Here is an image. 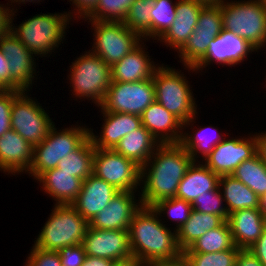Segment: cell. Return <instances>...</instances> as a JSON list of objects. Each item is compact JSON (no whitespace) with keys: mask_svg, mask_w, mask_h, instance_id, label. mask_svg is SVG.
<instances>
[{"mask_svg":"<svg viewBox=\"0 0 266 266\" xmlns=\"http://www.w3.org/2000/svg\"><path fill=\"white\" fill-rule=\"evenodd\" d=\"M152 207L141 208L133 215L128 228L129 245L134 259L144 265L172 262L182 258L177 235L155 218Z\"/></svg>","mask_w":266,"mask_h":266,"instance_id":"cell-1","label":"cell"},{"mask_svg":"<svg viewBox=\"0 0 266 266\" xmlns=\"http://www.w3.org/2000/svg\"><path fill=\"white\" fill-rule=\"evenodd\" d=\"M159 147V148H158ZM153 165L144 181L141 206L152 207L160 200L176 197L181 179L193 163L189 152L180 144H160Z\"/></svg>","mask_w":266,"mask_h":266,"instance_id":"cell-2","label":"cell"},{"mask_svg":"<svg viewBox=\"0 0 266 266\" xmlns=\"http://www.w3.org/2000/svg\"><path fill=\"white\" fill-rule=\"evenodd\" d=\"M56 205L36 240V248L59 252L64 247L83 242L89 222L72 205Z\"/></svg>","mask_w":266,"mask_h":266,"instance_id":"cell-3","label":"cell"},{"mask_svg":"<svg viewBox=\"0 0 266 266\" xmlns=\"http://www.w3.org/2000/svg\"><path fill=\"white\" fill-rule=\"evenodd\" d=\"M223 29L233 32L257 49L266 43V8L260 1L221 3Z\"/></svg>","mask_w":266,"mask_h":266,"instance_id":"cell-4","label":"cell"},{"mask_svg":"<svg viewBox=\"0 0 266 266\" xmlns=\"http://www.w3.org/2000/svg\"><path fill=\"white\" fill-rule=\"evenodd\" d=\"M152 80L155 100L177 117L183 125L191 122L194 119L196 107L184 77L170 68L158 67Z\"/></svg>","mask_w":266,"mask_h":266,"instance_id":"cell-5","label":"cell"},{"mask_svg":"<svg viewBox=\"0 0 266 266\" xmlns=\"http://www.w3.org/2000/svg\"><path fill=\"white\" fill-rule=\"evenodd\" d=\"M79 128L65 129L57 133L53 126L46 139L33 146L32 164L26 171L38 178L42 173L56 168L63 157L75 151L89 137L88 129Z\"/></svg>","mask_w":266,"mask_h":266,"instance_id":"cell-6","label":"cell"},{"mask_svg":"<svg viewBox=\"0 0 266 266\" xmlns=\"http://www.w3.org/2000/svg\"><path fill=\"white\" fill-rule=\"evenodd\" d=\"M67 22L68 17L64 14H43L30 18L18 30L11 31L32 54L41 55L61 42Z\"/></svg>","mask_w":266,"mask_h":266,"instance_id":"cell-7","label":"cell"},{"mask_svg":"<svg viewBox=\"0 0 266 266\" xmlns=\"http://www.w3.org/2000/svg\"><path fill=\"white\" fill-rule=\"evenodd\" d=\"M88 54L73 63L71 82L76 96L91 97L100 106L112 82L111 66L99 56Z\"/></svg>","mask_w":266,"mask_h":266,"instance_id":"cell-8","label":"cell"},{"mask_svg":"<svg viewBox=\"0 0 266 266\" xmlns=\"http://www.w3.org/2000/svg\"><path fill=\"white\" fill-rule=\"evenodd\" d=\"M154 101L155 90L151 78L132 83L111 82L100 106L103 111L107 112L141 116Z\"/></svg>","mask_w":266,"mask_h":266,"instance_id":"cell-9","label":"cell"},{"mask_svg":"<svg viewBox=\"0 0 266 266\" xmlns=\"http://www.w3.org/2000/svg\"><path fill=\"white\" fill-rule=\"evenodd\" d=\"M91 21L96 32L92 53L111 67L140 44L141 36L123 22Z\"/></svg>","mask_w":266,"mask_h":266,"instance_id":"cell-10","label":"cell"},{"mask_svg":"<svg viewBox=\"0 0 266 266\" xmlns=\"http://www.w3.org/2000/svg\"><path fill=\"white\" fill-rule=\"evenodd\" d=\"M93 174L119 191H133L141 181V167L114 149L95 148Z\"/></svg>","mask_w":266,"mask_h":266,"instance_id":"cell-11","label":"cell"},{"mask_svg":"<svg viewBox=\"0 0 266 266\" xmlns=\"http://www.w3.org/2000/svg\"><path fill=\"white\" fill-rule=\"evenodd\" d=\"M21 91L12 102L11 129L32 146L40 144L54 126L41 106L23 95Z\"/></svg>","mask_w":266,"mask_h":266,"instance_id":"cell-12","label":"cell"},{"mask_svg":"<svg viewBox=\"0 0 266 266\" xmlns=\"http://www.w3.org/2000/svg\"><path fill=\"white\" fill-rule=\"evenodd\" d=\"M223 30L220 4H206L199 13L194 32L179 50L186 66H194L207 52L208 44Z\"/></svg>","mask_w":266,"mask_h":266,"instance_id":"cell-13","label":"cell"},{"mask_svg":"<svg viewBox=\"0 0 266 266\" xmlns=\"http://www.w3.org/2000/svg\"><path fill=\"white\" fill-rule=\"evenodd\" d=\"M82 245L86 255L114 262L132 258L128 230H104L89 227Z\"/></svg>","mask_w":266,"mask_h":266,"instance_id":"cell-14","label":"cell"},{"mask_svg":"<svg viewBox=\"0 0 266 266\" xmlns=\"http://www.w3.org/2000/svg\"><path fill=\"white\" fill-rule=\"evenodd\" d=\"M257 154L256 137L251 140L227 139L217 144L206 158V166L219 176L231 175L245 160Z\"/></svg>","mask_w":266,"mask_h":266,"instance_id":"cell-15","label":"cell"},{"mask_svg":"<svg viewBox=\"0 0 266 266\" xmlns=\"http://www.w3.org/2000/svg\"><path fill=\"white\" fill-rule=\"evenodd\" d=\"M0 49L9 63L10 90L26 91L34 77L32 53L12 31L0 37Z\"/></svg>","mask_w":266,"mask_h":266,"instance_id":"cell-16","label":"cell"},{"mask_svg":"<svg viewBox=\"0 0 266 266\" xmlns=\"http://www.w3.org/2000/svg\"><path fill=\"white\" fill-rule=\"evenodd\" d=\"M254 49L256 50L241 36L223 29L218 36L210 41L206 54L194 66H188V68L196 70L203 65H208V62L213 60L218 63L234 65L241 62L247 53L254 51Z\"/></svg>","mask_w":266,"mask_h":266,"instance_id":"cell-17","label":"cell"},{"mask_svg":"<svg viewBox=\"0 0 266 266\" xmlns=\"http://www.w3.org/2000/svg\"><path fill=\"white\" fill-rule=\"evenodd\" d=\"M119 192L112 184L92 174L83 180L81 191L71 205L90 222Z\"/></svg>","mask_w":266,"mask_h":266,"instance_id":"cell-18","label":"cell"},{"mask_svg":"<svg viewBox=\"0 0 266 266\" xmlns=\"http://www.w3.org/2000/svg\"><path fill=\"white\" fill-rule=\"evenodd\" d=\"M132 191H120L94 218L89 227L104 230H128L133 215L141 208L134 204Z\"/></svg>","mask_w":266,"mask_h":266,"instance_id":"cell-19","label":"cell"},{"mask_svg":"<svg viewBox=\"0 0 266 266\" xmlns=\"http://www.w3.org/2000/svg\"><path fill=\"white\" fill-rule=\"evenodd\" d=\"M234 245L240 249H249L262 235L266 227V217L259 208L240 209L229 214Z\"/></svg>","mask_w":266,"mask_h":266,"instance_id":"cell-20","label":"cell"},{"mask_svg":"<svg viewBox=\"0 0 266 266\" xmlns=\"http://www.w3.org/2000/svg\"><path fill=\"white\" fill-rule=\"evenodd\" d=\"M206 4L198 0H180L176 3V16L172 26L160 37L180 50L194 32L200 11Z\"/></svg>","mask_w":266,"mask_h":266,"instance_id":"cell-21","label":"cell"},{"mask_svg":"<svg viewBox=\"0 0 266 266\" xmlns=\"http://www.w3.org/2000/svg\"><path fill=\"white\" fill-rule=\"evenodd\" d=\"M33 146L15 130L10 129L0 137V168L11 173L30 168Z\"/></svg>","mask_w":266,"mask_h":266,"instance_id":"cell-22","label":"cell"},{"mask_svg":"<svg viewBox=\"0 0 266 266\" xmlns=\"http://www.w3.org/2000/svg\"><path fill=\"white\" fill-rule=\"evenodd\" d=\"M140 117L142 125L155 139L161 135V138H158L161 140L160 144L180 143L182 135H178L175 129L183 127V123L156 100L143 111ZM168 132H172L171 135Z\"/></svg>","mask_w":266,"mask_h":266,"instance_id":"cell-23","label":"cell"},{"mask_svg":"<svg viewBox=\"0 0 266 266\" xmlns=\"http://www.w3.org/2000/svg\"><path fill=\"white\" fill-rule=\"evenodd\" d=\"M105 115V125L102 137L97 139L89 132V137L95 148L114 149L126 134L142 126L141 117L133 114L102 111Z\"/></svg>","mask_w":266,"mask_h":266,"instance_id":"cell-24","label":"cell"},{"mask_svg":"<svg viewBox=\"0 0 266 266\" xmlns=\"http://www.w3.org/2000/svg\"><path fill=\"white\" fill-rule=\"evenodd\" d=\"M138 45L111 67L112 82H137L151 79L156 70Z\"/></svg>","mask_w":266,"mask_h":266,"instance_id":"cell-25","label":"cell"},{"mask_svg":"<svg viewBox=\"0 0 266 266\" xmlns=\"http://www.w3.org/2000/svg\"><path fill=\"white\" fill-rule=\"evenodd\" d=\"M195 163L189 166L186 174L181 179L176 198L192 203L198 196L207 194L219 186L220 176L210 170L206 165Z\"/></svg>","mask_w":266,"mask_h":266,"instance_id":"cell-26","label":"cell"},{"mask_svg":"<svg viewBox=\"0 0 266 266\" xmlns=\"http://www.w3.org/2000/svg\"><path fill=\"white\" fill-rule=\"evenodd\" d=\"M156 141L158 140L142 125L131 133L126 134L114 150L139 165L141 167V177L143 178L146 174L144 172L146 165L152 157L150 154H154L152 148Z\"/></svg>","mask_w":266,"mask_h":266,"instance_id":"cell-27","label":"cell"},{"mask_svg":"<svg viewBox=\"0 0 266 266\" xmlns=\"http://www.w3.org/2000/svg\"><path fill=\"white\" fill-rule=\"evenodd\" d=\"M37 179L43 182L45 191L57 199L58 205H71L77 199L83 184V179L58 168L42 173Z\"/></svg>","mask_w":266,"mask_h":266,"instance_id":"cell-28","label":"cell"},{"mask_svg":"<svg viewBox=\"0 0 266 266\" xmlns=\"http://www.w3.org/2000/svg\"><path fill=\"white\" fill-rule=\"evenodd\" d=\"M225 220L217 214L202 213L192 209L189 219L176 229L177 243L184 251L207 231L219 227Z\"/></svg>","mask_w":266,"mask_h":266,"instance_id":"cell-29","label":"cell"},{"mask_svg":"<svg viewBox=\"0 0 266 266\" xmlns=\"http://www.w3.org/2000/svg\"><path fill=\"white\" fill-rule=\"evenodd\" d=\"M224 186V198L228 205V214L240 209L259 208L260 197L248 186L235 179L232 175H222L219 187Z\"/></svg>","mask_w":266,"mask_h":266,"instance_id":"cell-30","label":"cell"},{"mask_svg":"<svg viewBox=\"0 0 266 266\" xmlns=\"http://www.w3.org/2000/svg\"><path fill=\"white\" fill-rule=\"evenodd\" d=\"M95 147L88 137L75 151L63 157L56 168L85 180L93 174Z\"/></svg>","mask_w":266,"mask_h":266,"instance_id":"cell-31","label":"cell"},{"mask_svg":"<svg viewBox=\"0 0 266 266\" xmlns=\"http://www.w3.org/2000/svg\"><path fill=\"white\" fill-rule=\"evenodd\" d=\"M235 247L228 221L219 227L207 231L183 253H214Z\"/></svg>","mask_w":266,"mask_h":266,"instance_id":"cell-32","label":"cell"},{"mask_svg":"<svg viewBox=\"0 0 266 266\" xmlns=\"http://www.w3.org/2000/svg\"><path fill=\"white\" fill-rule=\"evenodd\" d=\"M231 175L259 197L266 194V163L258 154L243 161Z\"/></svg>","mask_w":266,"mask_h":266,"instance_id":"cell-33","label":"cell"},{"mask_svg":"<svg viewBox=\"0 0 266 266\" xmlns=\"http://www.w3.org/2000/svg\"><path fill=\"white\" fill-rule=\"evenodd\" d=\"M156 0H135L123 23L140 36H151V11Z\"/></svg>","mask_w":266,"mask_h":266,"instance_id":"cell-34","label":"cell"},{"mask_svg":"<svg viewBox=\"0 0 266 266\" xmlns=\"http://www.w3.org/2000/svg\"><path fill=\"white\" fill-rule=\"evenodd\" d=\"M239 247L214 253H183L190 266H235Z\"/></svg>","mask_w":266,"mask_h":266,"instance_id":"cell-35","label":"cell"},{"mask_svg":"<svg viewBox=\"0 0 266 266\" xmlns=\"http://www.w3.org/2000/svg\"><path fill=\"white\" fill-rule=\"evenodd\" d=\"M135 0H98L95 11L89 16L90 20L123 22L130 5Z\"/></svg>","mask_w":266,"mask_h":266,"instance_id":"cell-36","label":"cell"},{"mask_svg":"<svg viewBox=\"0 0 266 266\" xmlns=\"http://www.w3.org/2000/svg\"><path fill=\"white\" fill-rule=\"evenodd\" d=\"M150 16L151 36L161 37L174 22L176 16V4L172 5L170 0H156Z\"/></svg>","mask_w":266,"mask_h":266,"instance_id":"cell-37","label":"cell"},{"mask_svg":"<svg viewBox=\"0 0 266 266\" xmlns=\"http://www.w3.org/2000/svg\"><path fill=\"white\" fill-rule=\"evenodd\" d=\"M153 210L156 214H160L162 211L169 212V216L171 219L176 221L179 220L178 228H180L185 222L189 219L192 205L190 202H187L183 199H179L176 197L160 200L152 206Z\"/></svg>","mask_w":266,"mask_h":266,"instance_id":"cell-38","label":"cell"},{"mask_svg":"<svg viewBox=\"0 0 266 266\" xmlns=\"http://www.w3.org/2000/svg\"><path fill=\"white\" fill-rule=\"evenodd\" d=\"M218 189H220L219 186L215 190L207 192V194L198 196L191 205L196 211L208 214H217L227 221L229 214L227 212V208H222L221 206L223 198Z\"/></svg>","mask_w":266,"mask_h":266,"instance_id":"cell-39","label":"cell"},{"mask_svg":"<svg viewBox=\"0 0 266 266\" xmlns=\"http://www.w3.org/2000/svg\"><path fill=\"white\" fill-rule=\"evenodd\" d=\"M206 128L201 129L202 131L196 132V137L195 136H184L182 135L180 144L189 152V155L192 157L193 161L195 162V155L197 154L196 152L202 151V155H204L205 159L208 157V155L211 153L213 148L219 144L222 141V138L215 139L213 141L212 139L210 140L207 138V135L203 134V130ZM208 129V128H207ZM205 133V132H204ZM210 140V141H209Z\"/></svg>","mask_w":266,"mask_h":266,"instance_id":"cell-40","label":"cell"},{"mask_svg":"<svg viewBox=\"0 0 266 266\" xmlns=\"http://www.w3.org/2000/svg\"><path fill=\"white\" fill-rule=\"evenodd\" d=\"M20 92L17 90H0V137L11 129L12 102Z\"/></svg>","mask_w":266,"mask_h":266,"instance_id":"cell-41","label":"cell"},{"mask_svg":"<svg viewBox=\"0 0 266 266\" xmlns=\"http://www.w3.org/2000/svg\"><path fill=\"white\" fill-rule=\"evenodd\" d=\"M27 266H62L59 252L45 251L36 247L28 258Z\"/></svg>","mask_w":266,"mask_h":266,"instance_id":"cell-42","label":"cell"},{"mask_svg":"<svg viewBox=\"0 0 266 266\" xmlns=\"http://www.w3.org/2000/svg\"><path fill=\"white\" fill-rule=\"evenodd\" d=\"M86 256L82 244L67 246L59 251L62 266H82Z\"/></svg>","mask_w":266,"mask_h":266,"instance_id":"cell-43","label":"cell"},{"mask_svg":"<svg viewBox=\"0 0 266 266\" xmlns=\"http://www.w3.org/2000/svg\"><path fill=\"white\" fill-rule=\"evenodd\" d=\"M235 266H264L249 249H240Z\"/></svg>","mask_w":266,"mask_h":266,"instance_id":"cell-44","label":"cell"},{"mask_svg":"<svg viewBox=\"0 0 266 266\" xmlns=\"http://www.w3.org/2000/svg\"><path fill=\"white\" fill-rule=\"evenodd\" d=\"M249 250L257 257V259L266 266V227L258 240L249 248Z\"/></svg>","mask_w":266,"mask_h":266,"instance_id":"cell-45","label":"cell"},{"mask_svg":"<svg viewBox=\"0 0 266 266\" xmlns=\"http://www.w3.org/2000/svg\"><path fill=\"white\" fill-rule=\"evenodd\" d=\"M8 60L0 49V89L10 90V72Z\"/></svg>","mask_w":266,"mask_h":266,"instance_id":"cell-46","label":"cell"},{"mask_svg":"<svg viewBox=\"0 0 266 266\" xmlns=\"http://www.w3.org/2000/svg\"><path fill=\"white\" fill-rule=\"evenodd\" d=\"M73 1V0H71ZM98 0H74L73 3L78 7V13L89 16L95 11ZM80 8V9H79Z\"/></svg>","mask_w":266,"mask_h":266,"instance_id":"cell-47","label":"cell"},{"mask_svg":"<svg viewBox=\"0 0 266 266\" xmlns=\"http://www.w3.org/2000/svg\"><path fill=\"white\" fill-rule=\"evenodd\" d=\"M10 17L11 14L9 13V10L0 6V37L10 32L11 29H14L12 28V25H10V23L12 22V19Z\"/></svg>","mask_w":266,"mask_h":266,"instance_id":"cell-48","label":"cell"},{"mask_svg":"<svg viewBox=\"0 0 266 266\" xmlns=\"http://www.w3.org/2000/svg\"><path fill=\"white\" fill-rule=\"evenodd\" d=\"M114 261L87 255L82 266H112Z\"/></svg>","mask_w":266,"mask_h":266,"instance_id":"cell-49","label":"cell"},{"mask_svg":"<svg viewBox=\"0 0 266 266\" xmlns=\"http://www.w3.org/2000/svg\"><path fill=\"white\" fill-rule=\"evenodd\" d=\"M257 154L266 163V133L264 135L256 136Z\"/></svg>","mask_w":266,"mask_h":266,"instance_id":"cell-50","label":"cell"},{"mask_svg":"<svg viewBox=\"0 0 266 266\" xmlns=\"http://www.w3.org/2000/svg\"><path fill=\"white\" fill-rule=\"evenodd\" d=\"M141 263L133 257L123 261H116L112 266H140Z\"/></svg>","mask_w":266,"mask_h":266,"instance_id":"cell-51","label":"cell"},{"mask_svg":"<svg viewBox=\"0 0 266 266\" xmlns=\"http://www.w3.org/2000/svg\"><path fill=\"white\" fill-rule=\"evenodd\" d=\"M153 266H190V265L182 257L181 259H178L176 261L157 263L154 264Z\"/></svg>","mask_w":266,"mask_h":266,"instance_id":"cell-52","label":"cell"},{"mask_svg":"<svg viewBox=\"0 0 266 266\" xmlns=\"http://www.w3.org/2000/svg\"><path fill=\"white\" fill-rule=\"evenodd\" d=\"M259 210L266 217V194L260 197Z\"/></svg>","mask_w":266,"mask_h":266,"instance_id":"cell-53","label":"cell"},{"mask_svg":"<svg viewBox=\"0 0 266 266\" xmlns=\"http://www.w3.org/2000/svg\"><path fill=\"white\" fill-rule=\"evenodd\" d=\"M200 2H203L205 4H220L223 2V0H198Z\"/></svg>","mask_w":266,"mask_h":266,"instance_id":"cell-54","label":"cell"},{"mask_svg":"<svg viewBox=\"0 0 266 266\" xmlns=\"http://www.w3.org/2000/svg\"><path fill=\"white\" fill-rule=\"evenodd\" d=\"M261 2V4L266 8V0H258Z\"/></svg>","mask_w":266,"mask_h":266,"instance_id":"cell-55","label":"cell"},{"mask_svg":"<svg viewBox=\"0 0 266 266\" xmlns=\"http://www.w3.org/2000/svg\"><path fill=\"white\" fill-rule=\"evenodd\" d=\"M13 1V0H12ZM14 1H16V2H20V1H22V2H25V0H14ZM28 0H26V2H27ZM33 0H31V2H32Z\"/></svg>","mask_w":266,"mask_h":266,"instance_id":"cell-56","label":"cell"},{"mask_svg":"<svg viewBox=\"0 0 266 266\" xmlns=\"http://www.w3.org/2000/svg\"><path fill=\"white\" fill-rule=\"evenodd\" d=\"M140 266H153V265H147V264H146V265H144V264H141Z\"/></svg>","mask_w":266,"mask_h":266,"instance_id":"cell-57","label":"cell"}]
</instances>
